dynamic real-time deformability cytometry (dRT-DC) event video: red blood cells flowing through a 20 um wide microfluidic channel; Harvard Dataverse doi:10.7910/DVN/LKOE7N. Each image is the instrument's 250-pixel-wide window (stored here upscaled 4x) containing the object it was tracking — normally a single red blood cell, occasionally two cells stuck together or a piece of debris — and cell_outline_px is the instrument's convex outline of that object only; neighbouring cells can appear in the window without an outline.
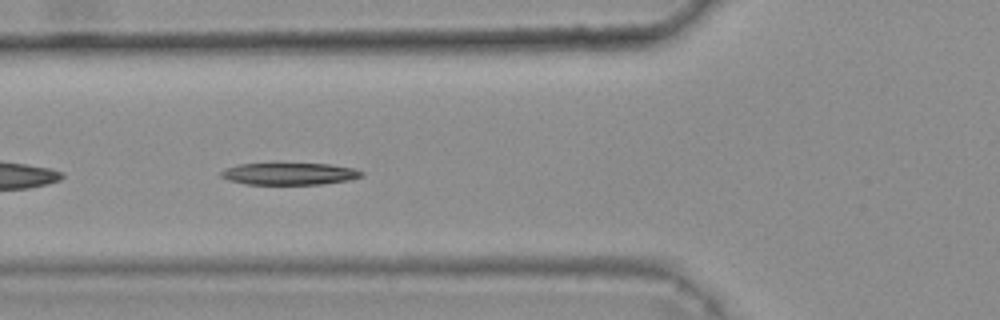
{"species": "common noctule bat (a hibernating species)", "species_latin": "Nyctalus noctula", "temperature_condition": "warm", "stored_images_in_passage": 30, "camera_frame_rate_fps": 3000, "um_per_image_px": 0.085, "animal": {"sex": "female", "body_mass_g": 25.1}, "frame": {"image": 1, "passage_image": 5, "time_ms": 1.333, "image_size_px": [1000, 320], "cell_outline_px": [[364, 176], [348, 180], [324, 184], [244, 184], [228, 180], [220, 176], [220, 172], [224, 168], [236, 164], [328, 164], [352, 168], [364, 172]], "centroid_in_image_um": [24.57, 14.78], "position_along_channel_um": 101.2, "area_um2": 17.98}}
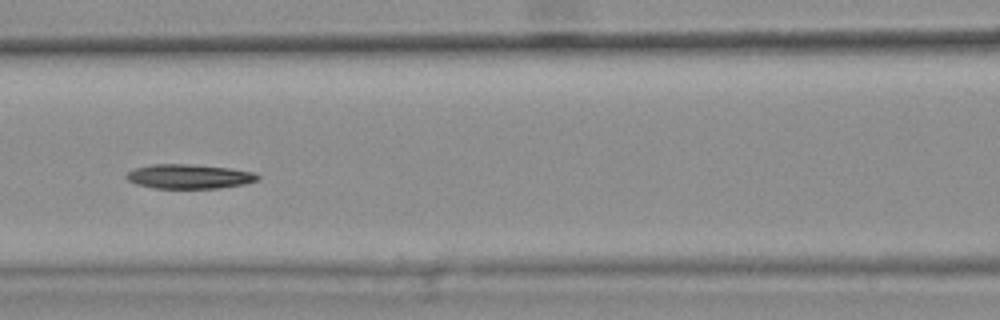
{"frame": {"image": 2, "passage_image": 9, "time_ms": 2.667, "image_size_px": [1000, 320], "cell_outline_px": [[260, 176], [256, 180], [244, 184], [220, 188], [152, 188], [136, 184], [128, 180], [124, 176], [132, 168], [152, 164], [188, 164], [228, 168], [256, 172]], "centroid_in_image_um": [16.04, 14.99], "position_along_channel_um": 150.6, "area_um2": 18.73}}